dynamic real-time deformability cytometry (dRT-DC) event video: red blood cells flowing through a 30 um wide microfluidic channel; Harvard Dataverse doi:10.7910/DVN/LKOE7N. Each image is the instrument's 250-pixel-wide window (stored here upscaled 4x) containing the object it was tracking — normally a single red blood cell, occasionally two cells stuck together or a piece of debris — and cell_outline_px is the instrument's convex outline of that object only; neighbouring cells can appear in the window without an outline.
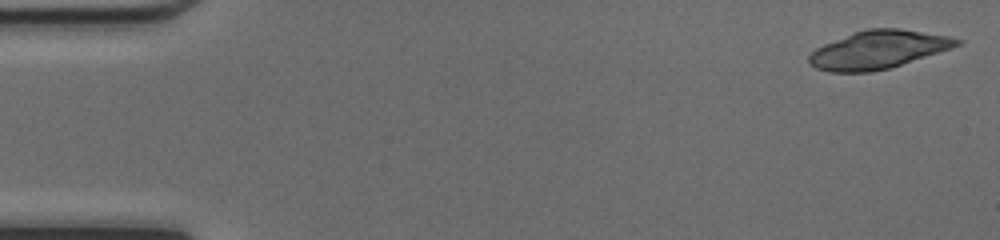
{"species": "common noctule bat (a hibernating species)", "species_latin": "Nyctalus noctula", "temperature_condition": "cold", "stored_images_in_passage": 47, "camera_frame_rate_fps": 3000, "um_per_image_px": 0.085, "animal": {"sex": "female", "body_mass_g": 17.0, "forearm_length_mm": 48.0}, "frame": {"image": 1, "passage_image": 1, "time_ms": 0.0, "image_size_px": [1000, 240], "cell_outline_px": [[960, 44], [952, 48], [888, 68], [872, 72], [828, 72], [816, 68], [808, 64], [808, 56], [816, 48], [824, 44], [856, 32], [868, 28], [900, 28], [948, 36], [960, 40]], "centroid_in_image_um": [74.61, 4.23], "position_along_channel_um": 10.4, "area_um2": 32.43}}
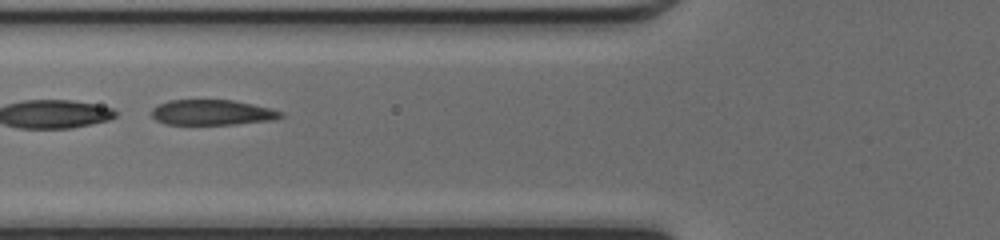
{"frame": {"image": 2, "passage_image": 18, "time_ms": 5.667, "image_size_px": [1000, 240], "cell_outline_px": [[284, 116], [272, 120], [232, 124], [164, 124], [156, 120], [152, 116], [152, 108], [168, 100], [232, 100], [252, 104], [284, 112]], "centroid_in_image_um": [18.02, 9.56], "position_along_channel_um": 107.8, "area_um2": 18.9}}